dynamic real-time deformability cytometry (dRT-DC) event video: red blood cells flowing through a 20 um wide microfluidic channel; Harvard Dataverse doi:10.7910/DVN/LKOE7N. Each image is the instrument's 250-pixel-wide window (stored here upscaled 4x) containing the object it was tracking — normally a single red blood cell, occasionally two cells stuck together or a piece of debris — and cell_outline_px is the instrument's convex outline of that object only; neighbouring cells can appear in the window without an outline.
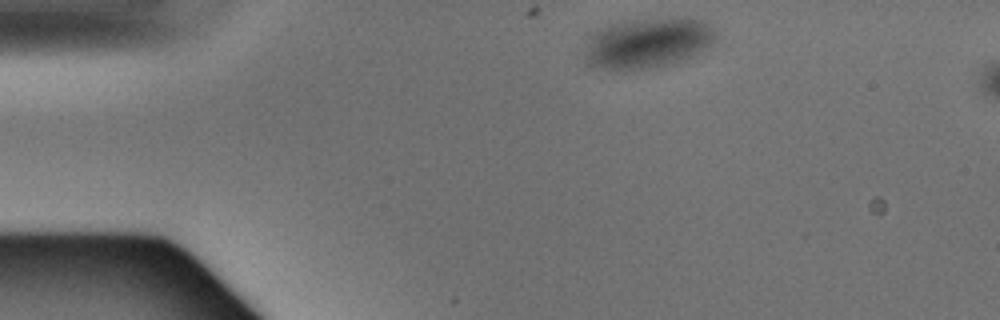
{"species": "Egyptian fruit bat (a non-hibernating species)", "species_latin": "Rousettus aegyptiacus", "temperature_condition": "warm", "stored_images_in_passage": 3, "segment_of_instrument_passage": [1, 2], "camera_frame_rate_fps": 3000, "um_per_image_px": 0.085, "animal": {"sex": "male"}, "frame": {"image": 1, "passage_image": 1, "time_ms": 0.0, "image_size_px": [1000, 320], "cell_outline_px": [[712, 40], [704, 48], [692, 56], [668, 64], [648, 68], [608, 68], [592, 64], [584, 60], [584, 56], [588, 36], [600, 28], [608, 24], [624, 20], [676, 16], [684, 16], [700, 20], [708, 24], [712, 32]], "centroid_in_image_um": [54.99, 3.58], "position_along_channel_um": 30.0, "area_um2": 37.86}}